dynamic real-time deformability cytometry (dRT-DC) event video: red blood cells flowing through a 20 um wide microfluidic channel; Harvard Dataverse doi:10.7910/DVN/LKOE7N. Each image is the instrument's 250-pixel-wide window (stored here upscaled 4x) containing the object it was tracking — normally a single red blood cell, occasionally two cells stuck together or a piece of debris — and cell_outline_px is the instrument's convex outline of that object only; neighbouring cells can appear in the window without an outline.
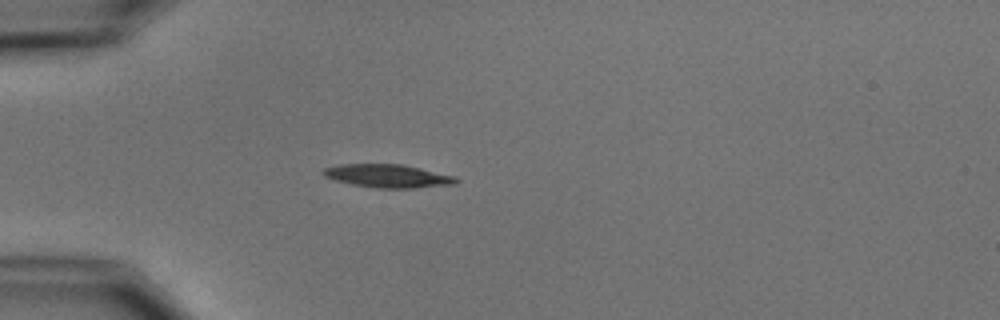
{"species": "common noctule bat (a hibernating species)", "species_latin": "Nyctalus noctula", "temperature_condition": "cold", "stored_images_in_passage": 5, "camera_frame_rate_fps": 3000, "um_per_image_px": 0.085, "animal": {"sex": "male", "body_mass_g": 15.6}, "frame": {"image": 1, "passage_image": 5, "time_ms": 5.0, "image_size_px": [1000, 320], "cell_outline_px": [[460, 180], [456, 184], [412, 188], [380, 188], [352, 184], [336, 180], [324, 176], [320, 172], [324, 168], [336, 164], [404, 164], [456, 176]], "centroid_in_image_um": [32.99, 14.94], "position_along_channel_um": 52.0, "area_um2": 18.09}}